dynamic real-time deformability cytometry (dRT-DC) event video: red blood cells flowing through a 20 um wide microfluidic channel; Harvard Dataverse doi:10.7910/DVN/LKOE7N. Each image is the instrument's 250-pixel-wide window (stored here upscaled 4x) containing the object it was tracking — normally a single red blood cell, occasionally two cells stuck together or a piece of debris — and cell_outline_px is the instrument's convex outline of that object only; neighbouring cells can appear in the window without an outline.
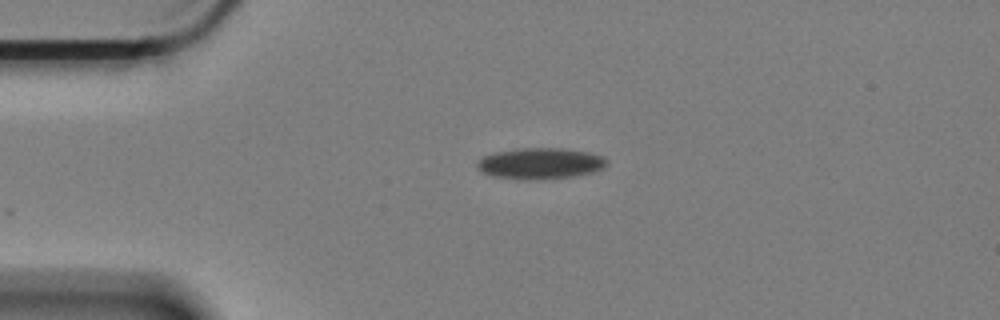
{"species": "Egyptian fruit bat (a non-hibernating species)", "species_latin": "Rousettus aegyptiacus", "temperature_condition": "cold", "stored_images_in_passage": 35, "camera_frame_rate_fps": 3000, "um_per_image_px": 0.085, "animal": {"sex": "female"}, "frame": {"image": 1, "passage_image": 1, "time_ms": 0.0, "image_size_px": [1000, 320], "cell_outline_px": [[608, 164], [604, 168], [592, 172], [572, 176], [540, 180], [516, 180], [492, 176], [480, 172], [476, 168], [476, 160], [484, 156], [496, 152], [524, 148], [560, 148], [584, 152], [604, 156], [608, 160]], "centroid_in_image_um": [45.87, 13.91], "position_along_channel_um": 39.1, "area_um2": 23.76}}
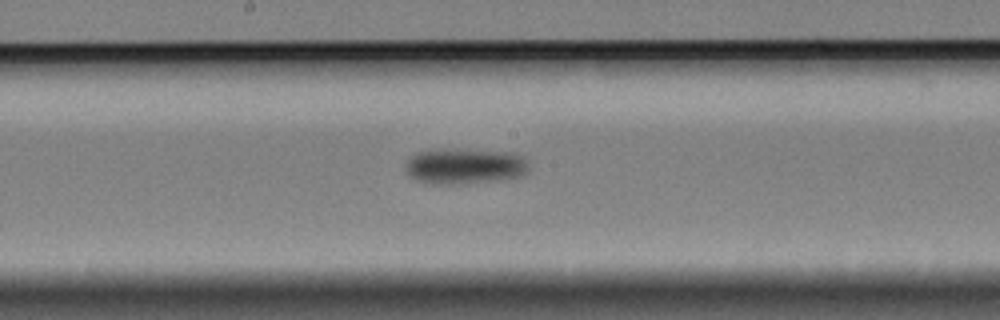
{"frame": {"image": 2, "passage_image": 19, "time_ms": 6.0, "image_size_px": [1000, 320], "cell_outline_px": [[528, 164], [524, 172], [520, 176], [448, 184], [432, 184], [416, 180], [408, 176], [408, 160], [416, 152], [428, 148], [468, 148], [516, 152], [524, 156]], "centroid_in_image_um": [39.46, 14.05], "position_along_channel_um": 208.7, "area_um2": 25.78}}
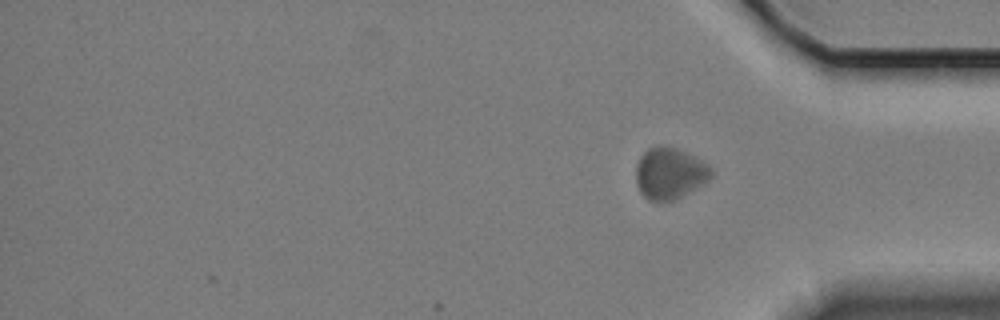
{"frame": {"image": 3, "passage_image": 35, "time_ms": 11.333, "image_size_px": [1000, 320], "cell_outline_px": [[712, 176], [704, 184], [672, 200], [648, 200], [640, 192], [636, 184], [636, 164], [640, 156], [648, 148], [676, 148], [708, 164], [712, 168]], "centroid_in_image_um": [56.91, 14.75], "position_along_channel_um": 378.3, "area_um2": 22.02}, "authors_computed_cell_mechanics": {"area_um2": 23.5246, "velocity_mm_per_s": 3.2832, "shape_relaxation_time_tau1_ms": 1.462, "shape_relaxation_time_tau2_ms": null, "deformation_change_tau1": 0.0494, "deformation_change_tau2": null}}